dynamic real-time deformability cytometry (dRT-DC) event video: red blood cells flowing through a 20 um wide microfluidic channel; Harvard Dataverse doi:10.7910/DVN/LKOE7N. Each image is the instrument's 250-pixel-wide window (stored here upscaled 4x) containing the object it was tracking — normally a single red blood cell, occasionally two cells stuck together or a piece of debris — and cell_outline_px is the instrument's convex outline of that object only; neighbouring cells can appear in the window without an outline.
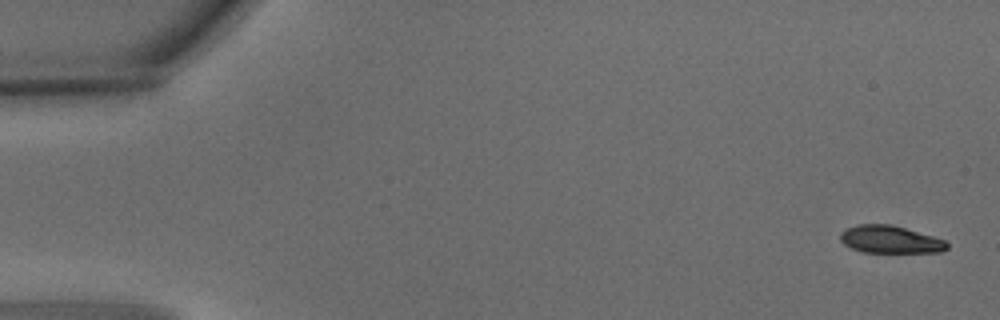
{"species": "common noctule bat (a hibernating species)", "species_latin": "Nyctalus noctula", "temperature_condition": "warm", "stored_images_in_passage": 6, "camera_frame_rate_fps": 3000, "um_per_image_px": 0.085, "animal": {"sex": "male", "body_mass_g": 15.6}, "frame": {"image": 1, "passage_image": 1, "time_ms": 0.0, "image_size_px": [1000, 320], "cell_outline_px": [[948, 248], [940, 252], [864, 252], [852, 248], [844, 244], [840, 240], [840, 232], [844, 228], [856, 224], [892, 224], [932, 236], [944, 240], [948, 244]], "centroid_in_image_um": [75.62, 20.34], "position_along_channel_um": 9.4, "area_um2": 17.11}}
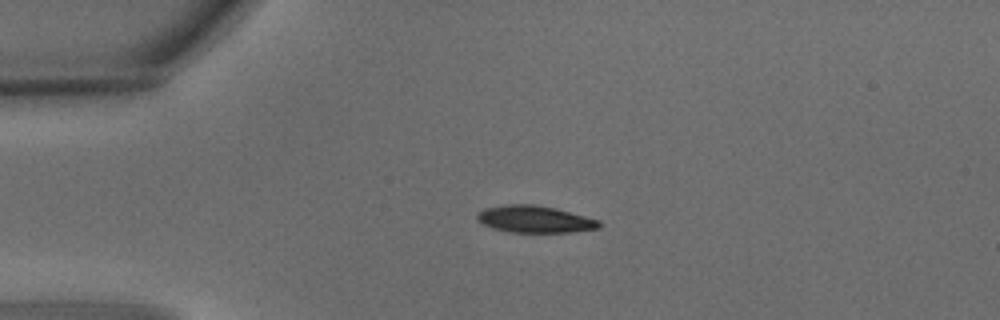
{"frame": {"image": 2, "passage_image": 4, "time_ms": 1.0, "image_size_px": [1000, 320], "cell_outline_px": [[600, 228], [572, 232], [512, 232], [492, 228], [476, 220], [476, 212], [484, 208], [504, 204], [532, 204], [556, 208], [600, 220]], "centroid_in_image_um": [45.42, 18.62], "position_along_channel_um": 39.6, "area_um2": 19.31}}
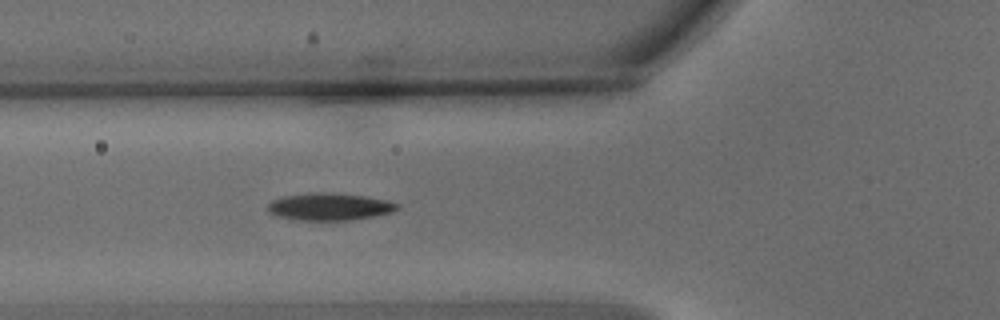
{"frame": {"image": 3, "passage_image": 6, "time_ms": 1.667, "image_size_px": [1000, 320], "cell_outline_px": [[400, 208], [392, 212], [352, 220], [300, 220], [276, 216], [268, 212], [268, 204], [272, 200], [284, 196], [308, 192], [328, 192], [364, 196], [388, 200], [400, 204]], "centroid_in_image_um": [28.01, 17.56], "position_along_channel_um": 97.8, "area_um2": 20.69}}